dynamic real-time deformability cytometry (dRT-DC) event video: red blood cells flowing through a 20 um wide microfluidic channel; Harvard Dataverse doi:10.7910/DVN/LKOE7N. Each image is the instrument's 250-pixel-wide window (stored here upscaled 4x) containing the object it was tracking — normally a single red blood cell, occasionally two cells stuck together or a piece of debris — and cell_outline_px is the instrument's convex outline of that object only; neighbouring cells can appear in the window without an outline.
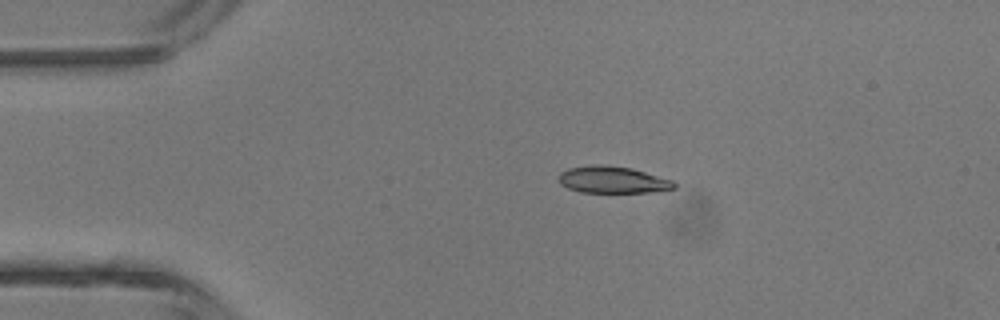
{"species": "common noctule bat (a hibernating species)", "species_latin": "Nyctalus noctula", "temperature_condition": "room temperature", "stored_images_in_passage": 3, "camera_frame_rate_fps": 3000, "um_per_image_px": 0.085, "animal": {"sex": "male", "body_mass_g": 13.3}, "frame": {"image": 1, "passage_image": 2, "time_ms": 1.333, "image_size_px": [1000, 320], "cell_outline_px": [[676, 188], [648, 192], [580, 192], [568, 188], [560, 184], [560, 172], [568, 168], [592, 164], [600, 164], [632, 168], [672, 180], [676, 184]], "centroid_in_image_um": [52.06, 15.27], "position_along_channel_um": 32.9, "area_um2": 17.98}}